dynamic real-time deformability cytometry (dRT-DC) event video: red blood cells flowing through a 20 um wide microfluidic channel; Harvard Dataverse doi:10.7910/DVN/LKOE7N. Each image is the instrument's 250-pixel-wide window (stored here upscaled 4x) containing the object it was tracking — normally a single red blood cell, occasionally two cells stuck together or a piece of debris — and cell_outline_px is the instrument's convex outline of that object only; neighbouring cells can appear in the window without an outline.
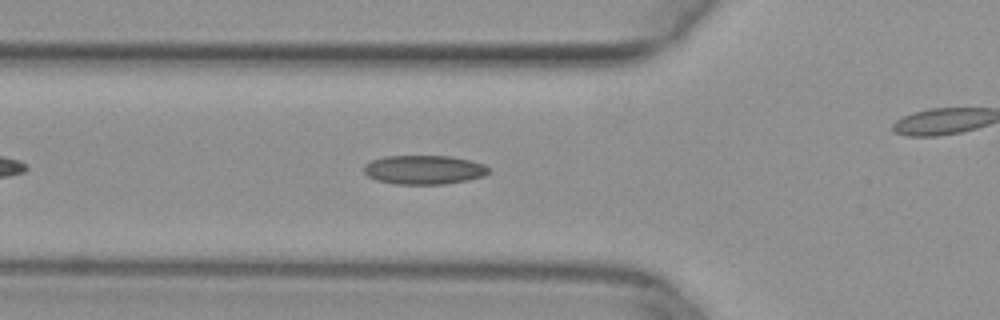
{"species": "common noctule bat (a hibernating species)", "species_latin": "Nyctalus noctula", "temperature_condition": "warm", "stored_images_in_passage": 38, "camera_frame_rate_fps": 3000, "um_per_image_px": 0.085, "animal": {"sex": "female", "body_mass_g": 29.2, "forearm_length_mm": 56.3}, "frame": {"image": 1, "passage_image": 7, "time_ms": 2.0, "image_size_px": [1000, 320], "cell_outline_px": [[488, 172], [484, 176], [468, 180], [444, 184], [396, 184], [376, 180], [368, 176], [364, 172], [364, 164], [372, 160], [384, 156], [448, 156], [472, 160], [484, 164], [488, 168]], "centroid_in_image_um": [36.03, 14.43], "position_along_channel_um": 89.8, "area_um2": 21.15}}
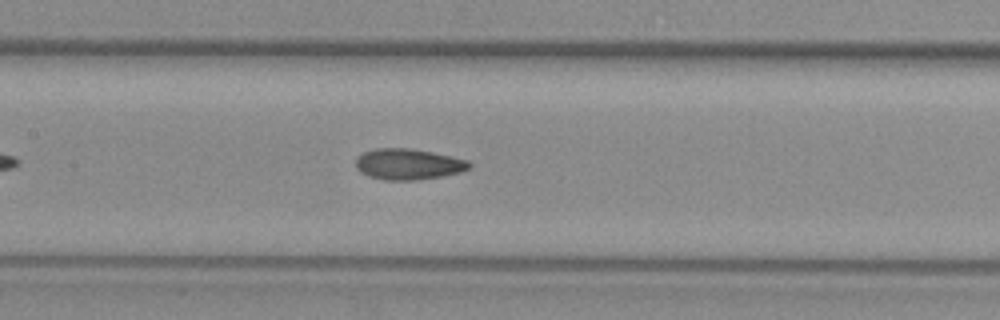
{"frame": {"image": 2, "passage_image": 13, "time_ms": 4.0, "image_size_px": [1000, 320], "cell_outline_px": [[472, 164], [468, 168], [460, 172], [440, 176], [412, 180], [384, 180], [368, 176], [360, 172], [356, 168], [356, 156], [364, 152], [376, 148], [408, 148], [432, 152], [452, 156], [468, 160]], "centroid_in_image_um": [34.67, 13.95], "position_along_channel_um": 172.7, "area_um2": 20.4}}
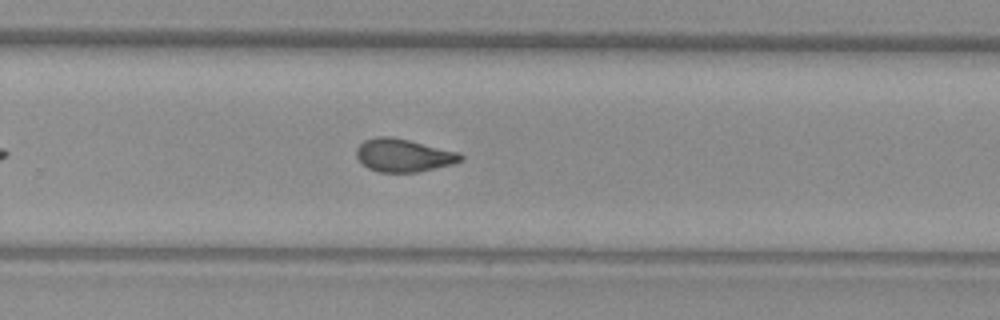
{"frame": {"image": 3, "passage_image": 22, "time_ms": 7.0, "image_size_px": [1000, 320], "cell_outline_px": [[464, 156], [460, 160], [452, 164], [416, 172], [380, 172], [368, 168], [356, 156], [356, 148], [364, 140], [380, 136], [392, 136], [460, 152]], "centroid_in_image_um": [34.29, 13.19], "position_along_channel_um": 295.5, "area_um2": 19.88}}